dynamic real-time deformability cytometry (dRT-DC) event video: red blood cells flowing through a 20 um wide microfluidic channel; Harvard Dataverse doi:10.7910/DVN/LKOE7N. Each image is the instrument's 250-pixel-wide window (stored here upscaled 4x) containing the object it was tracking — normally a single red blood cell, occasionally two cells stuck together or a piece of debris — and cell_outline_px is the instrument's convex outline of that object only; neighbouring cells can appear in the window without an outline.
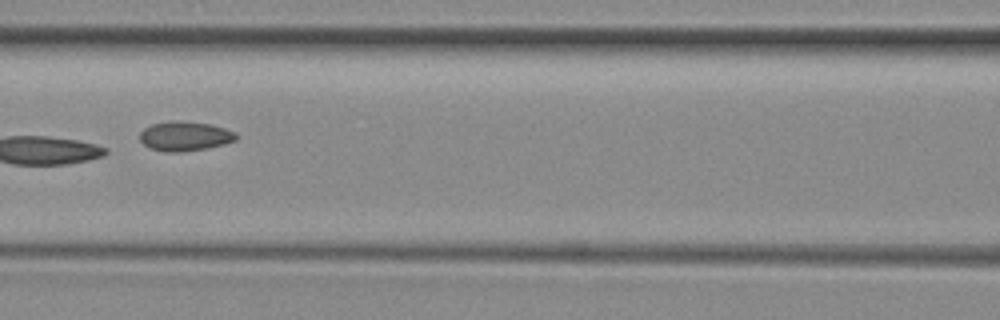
{"species": "common noctule bat (a hibernating species)", "species_latin": "Nyctalus noctula", "temperature_condition": "room temperature", "stored_images_in_passage": 4, "camera_frame_rate_fps": 3000, "um_per_image_px": 0.085, "animal": {"sex": "female", "body_mass_g": 29.2, "forearm_length_mm": 56.3}, "frame": {"image": 1, "passage_image": 3, "time_ms": 2.333, "image_size_px": [1000, 320], "cell_outline_px": [[240, 136], [236, 140], [224, 144], [208, 148], [180, 152], [164, 152], [148, 148], [140, 140], [140, 132], [144, 128], [152, 124], [176, 120], [208, 124], [224, 128], [236, 132]], "centroid_in_image_um": [15.72, 11.58], "position_along_channel_um": 150.9, "area_um2": 16.65}}